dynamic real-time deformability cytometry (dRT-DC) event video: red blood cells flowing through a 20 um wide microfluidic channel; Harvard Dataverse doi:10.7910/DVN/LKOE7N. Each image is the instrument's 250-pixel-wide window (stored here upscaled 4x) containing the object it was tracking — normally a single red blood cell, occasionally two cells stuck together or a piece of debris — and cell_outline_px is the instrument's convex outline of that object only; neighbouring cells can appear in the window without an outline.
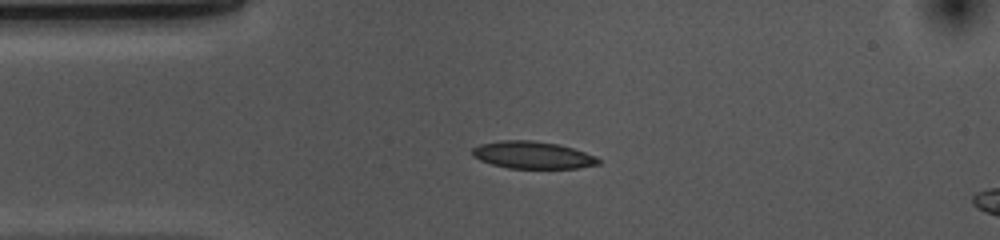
{"species": "common noctule bat (a hibernating species)", "species_latin": "Nyctalus noctula", "temperature_condition": "cold", "stored_images_in_passage": 44, "camera_frame_rate_fps": 3000, "um_per_image_px": 0.085, "animal": {"sex": "female", "body_mass_g": 10.0, "forearm_length_mm": 53.1}, "frame": {"image": 1, "passage_image": 1, "time_ms": 0.0, "image_size_px": [1000, 240], "cell_outline_px": [[600, 164], [580, 168], [508, 168], [492, 164], [480, 160], [472, 156], [472, 148], [480, 144], [500, 140], [532, 140], [560, 144], [596, 156], [600, 160]], "centroid_in_image_um": [45.27, 13.17], "position_along_channel_um": 39.7, "area_um2": 20.11}}
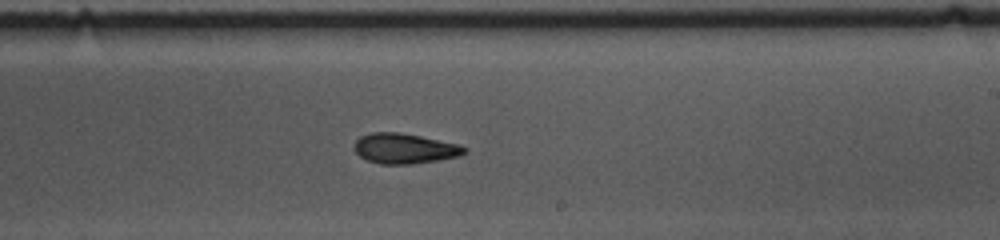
{"frame": {"image": 2, "passage_image": 20, "time_ms": 6.333, "image_size_px": [1000, 240], "cell_outline_px": [[468, 152], [460, 156], [440, 160], [412, 164], [380, 164], [368, 160], [360, 156], [352, 148], [356, 140], [360, 136], [372, 132], [400, 132], [420, 136], [456, 144], [468, 148]], "centroid_in_image_um": [34.38, 12.63], "position_along_channel_um": 254.6, "area_um2": 19.48}}
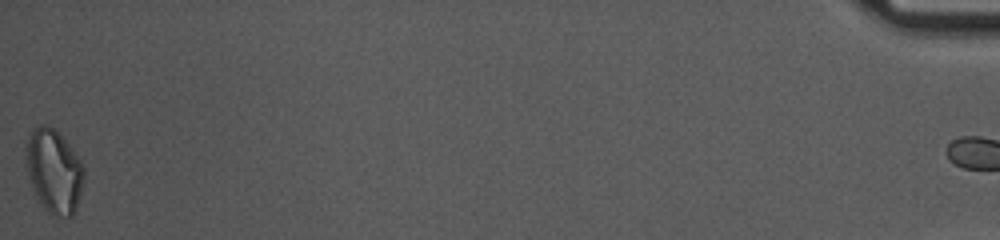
{"frame": {"image": 3, "passage_image": 43, "time_ms": 14.0, "image_size_px": [1000, 240], "cell_outline_px": [[84, 176], [76, 208], [72, 216], [52, 216], [44, 208], [32, 188], [28, 172], [24, 144], [32, 128], [40, 124], [48, 124], [68, 144], [80, 160], [84, 168]], "centroid_in_image_um": [4.56, 14.52], "position_along_channel_um": 430.6, "area_um2": 28.03}, "authors_computed_cell_mechanics": {"area_um2": 19.8254, "velocity_mm_per_s": 3.6611, "shape_relaxation_time_tau1_ms": 8.4818, "shape_relaxation_time_tau2_ms": 5.1198, "deformation_change_tau1": 0.1541, "deformation_change_tau2": 0.1187}}